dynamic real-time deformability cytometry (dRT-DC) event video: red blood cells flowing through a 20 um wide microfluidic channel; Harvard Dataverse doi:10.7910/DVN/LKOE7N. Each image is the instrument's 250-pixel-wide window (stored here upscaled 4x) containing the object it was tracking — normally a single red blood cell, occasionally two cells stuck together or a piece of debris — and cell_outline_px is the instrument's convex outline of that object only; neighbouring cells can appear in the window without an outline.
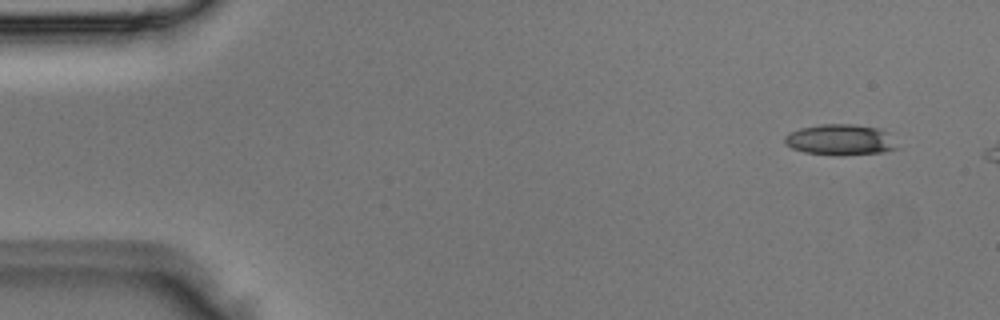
{"species": "Egyptian fruit bat (a non-hibernating species)", "species_latin": "Rousettus aegyptiacus", "temperature_condition": "room temperature", "stored_images_in_passage": 3, "camera_frame_rate_fps": 3000, "um_per_image_px": 0.085, "animal": {"sex": "male"}, "frame": {"image": 1, "passage_image": 1, "time_ms": 0.0, "image_size_px": [1000, 320], "cell_outline_px": [[900, 148], [884, 152], [836, 156], [804, 152], [792, 148], [784, 144], [784, 136], [800, 128], [820, 124], [852, 124], [876, 128], [884, 132]], "centroid_in_image_um": [71.38, 11.9], "position_along_channel_um": 13.6, "area_um2": 20.11}}